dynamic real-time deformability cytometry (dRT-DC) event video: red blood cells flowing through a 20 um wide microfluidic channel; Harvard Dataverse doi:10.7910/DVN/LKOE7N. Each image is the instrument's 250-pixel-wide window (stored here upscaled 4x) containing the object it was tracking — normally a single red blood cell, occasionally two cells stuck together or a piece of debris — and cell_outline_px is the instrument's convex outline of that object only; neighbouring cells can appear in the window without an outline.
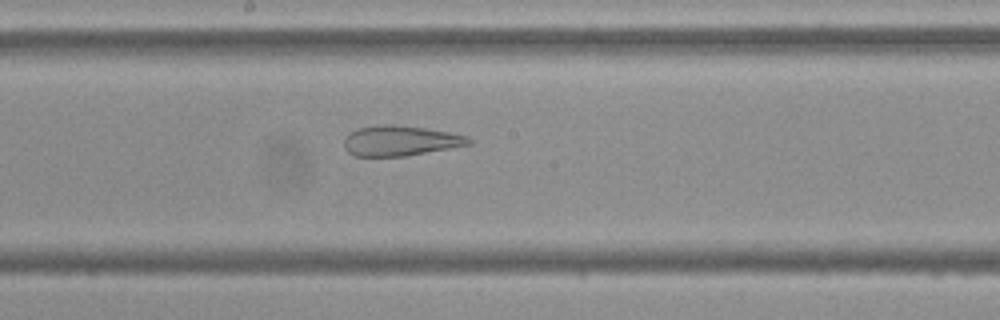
{"species": "Egyptian fruit bat (a non-hibernating species)", "species_latin": "Rousettus aegyptiacus", "temperature_condition": "cold", "stored_images_in_passage": 54, "camera_frame_rate_fps": 3000, "um_per_image_px": 0.085, "frame": {"image": 1, "passage_image": 29, "time_ms": 9.333, "image_size_px": [1000, 320], "cell_outline_px": [[472, 144], [404, 156], [356, 156], [348, 152], [344, 148], [344, 140], [348, 132], [356, 128], [380, 124], [396, 124], [424, 128], [448, 132], [468, 136], [472, 140]], "centroid_in_image_um": [33.99, 11.95], "position_along_channel_um": 214.2, "area_um2": 22.02}}
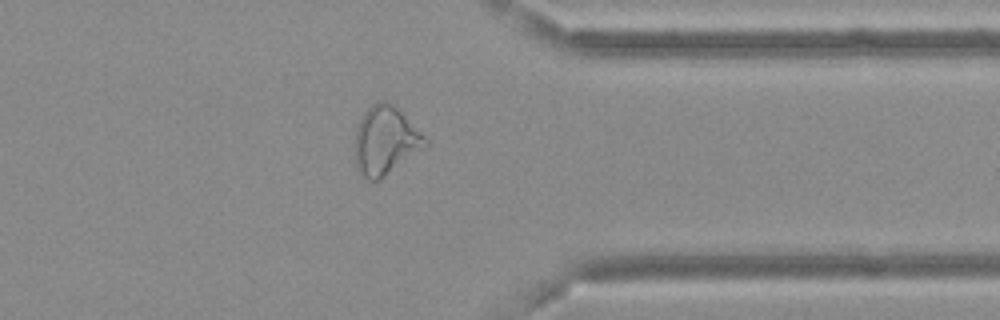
{"frame": {"image": 2, "passage_image": 43, "time_ms": 14.0, "image_size_px": [1000, 320], "cell_outline_px": [[428, 144], [380, 180], [368, 180], [356, 168], [356, 128], [364, 112], [376, 100], [384, 100], [392, 104], [428, 140]], "centroid_in_image_um": [32.73, 11.95], "position_along_channel_um": 378.7, "area_um2": 27.34}}
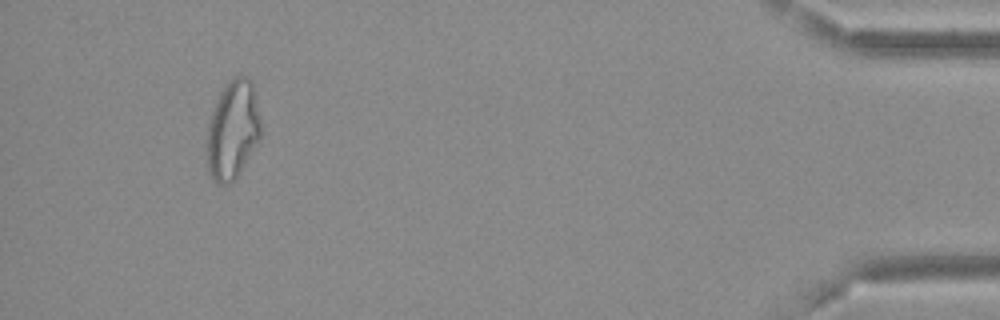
{"frame": {"image": 3, "passage_image": 51, "time_ms": 16.667, "image_size_px": [1000, 320], "cell_outline_px": [[260, 140], [240, 172], [228, 184], [216, 184], [208, 172], [208, 124], [212, 108], [220, 92], [228, 80], [236, 76], [248, 76], [252, 80], [260, 124]], "centroid_in_image_um": [19.78, 11.03], "position_along_channel_um": 415.4, "area_um2": 30.87}, "authors_computed_cell_mechanics": {"area_um2": 29.1601, "velocity_mm_per_s": 3.6752, "shape_relaxation_time_tau1_ms": null, "shape_relaxation_time_tau2_ms": 2.1072, "deformation_change_tau1": null, "deformation_change_tau2": 0.1312}}